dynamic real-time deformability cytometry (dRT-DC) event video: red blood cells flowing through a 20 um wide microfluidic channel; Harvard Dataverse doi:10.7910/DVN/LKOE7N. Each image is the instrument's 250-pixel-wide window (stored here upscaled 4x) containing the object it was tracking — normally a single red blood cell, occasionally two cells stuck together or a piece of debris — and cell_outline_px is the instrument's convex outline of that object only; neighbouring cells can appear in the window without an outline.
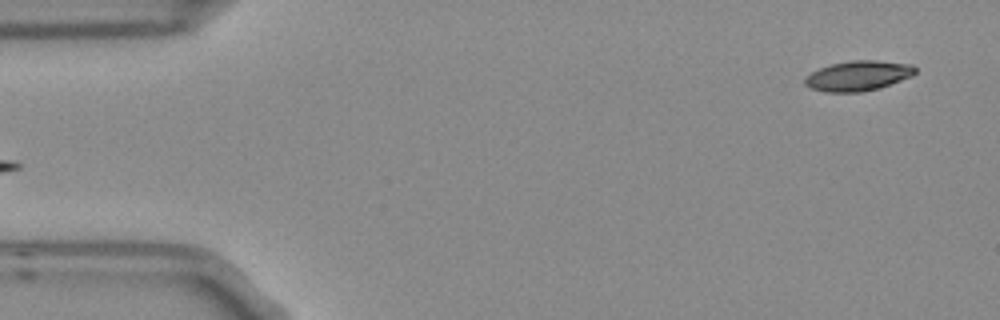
{"species": "Egyptian fruit bat (a non-hibernating species)", "species_latin": "Rousettus aegyptiacus", "temperature_condition": "room temperature", "stored_images_in_passage": 5, "segment_of_instrument_passage": [2, 2], "camera_frame_rate_fps": 3000, "um_per_image_px": 0.085, "frame": {"image": 1, "passage_image": 5, "time_ms": 1.333, "image_size_px": [1000, 320], "cell_outline_px": [[916, 72], [912, 76], [880, 88], [860, 92], [824, 92], [812, 88], [804, 84], [804, 80], [812, 72], [820, 68], [832, 64], [852, 60], [876, 60], [912, 64], [916, 68]], "centroid_in_image_um": [72.97, 6.44], "position_along_channel_um": 12.0, "area_um2": 19.25}}